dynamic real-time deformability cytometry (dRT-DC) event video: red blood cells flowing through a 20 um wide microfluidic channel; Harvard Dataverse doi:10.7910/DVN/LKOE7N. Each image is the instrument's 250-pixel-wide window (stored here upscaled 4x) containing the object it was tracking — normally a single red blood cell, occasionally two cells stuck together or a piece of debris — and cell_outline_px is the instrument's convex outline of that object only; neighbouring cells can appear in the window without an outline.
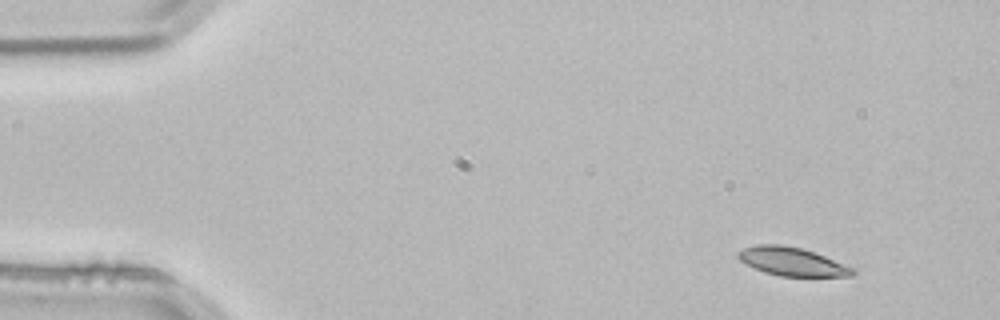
{"species": "common noctule bat (a hibernating species)", "species_latin": "Nyctalus noctula", "temperature_condition": "room temperature", "stored_images_in_passage": 3, "camera_frame_rate_fps": 3000, "um_per_image_px": 0.085, "animal": {"sex": "male", "body_mass_g": 21.5, "forearm_length_mm": 52.0}, "frame": {"image": 1, "passage_image": 1, "time_ms": 0.0, "image_size_px": [1000, 320], "cell_outline_px": [[856, 272], [852, 276], [780, 276], [764, 272], [740, 260], [736, 256], [736, 252], [744, 248], [756, 244], [780, 244], [800, 248], [824, 256], [856, 268]], "centroid_in_image_um": [67.33, 22.23], "position_along_channel_um": 17.7, "area_um2": 18.84}}